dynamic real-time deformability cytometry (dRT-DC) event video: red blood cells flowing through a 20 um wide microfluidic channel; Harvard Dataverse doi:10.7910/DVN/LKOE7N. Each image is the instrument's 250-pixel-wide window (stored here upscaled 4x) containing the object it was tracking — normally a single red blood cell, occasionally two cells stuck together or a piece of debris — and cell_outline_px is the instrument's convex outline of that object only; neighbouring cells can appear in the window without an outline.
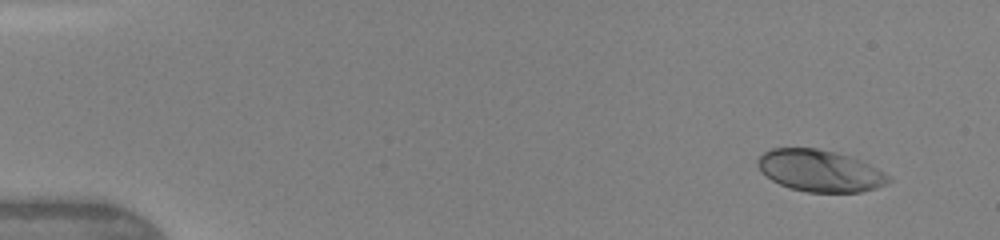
{"species": "human", "species_latin": "Homo sapiens", "temperature_condition": "warm", "stored_images_in_passage": 6, "camera_frame_rate_fps": 3000, "um_per_image_px": 0.085, "donor": {"sex": "female"}, "frame": {"image": 1, "passage_image": 1, "time_ms": 0.0, "image_size_px": [1000, 240], "cell_outline_px": [[892, 180], [888, 184], [876, 188], [860, 192], [808, 192], [792, 188], [780, 184], [772, 180], [756, 164], [756, 160], [764, 152], [772, 148], [816, 148], [836, 152], [860, 160], [884, 172]], "centroid_in_image_um": [69.71, 14.51], "position_along_channel_um": 15.3, "area_um2": 31.56}}
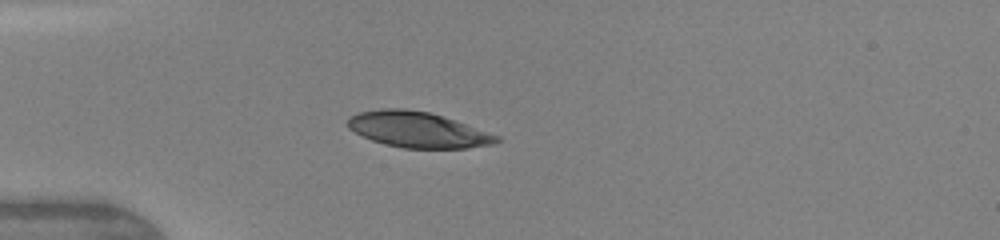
{"frame": {"image": 2, "passage_image": 5, "time_ms": 3.333, "image_size_px": [1000, 240], "cell_outline_px": [[500, 140], [492, 144], [468, 148], [404, 148], [384, 144], [372, 140], [348, 128], [348, 120], [352, 116], [360, 112], [384, 108], [404, 108], [428, 112], [444, 116], [500, 136]], "centroid_in_image_um": [35.53, 11.02], "position_along_channel_um": 49.5, "area_um2": 30.69}}